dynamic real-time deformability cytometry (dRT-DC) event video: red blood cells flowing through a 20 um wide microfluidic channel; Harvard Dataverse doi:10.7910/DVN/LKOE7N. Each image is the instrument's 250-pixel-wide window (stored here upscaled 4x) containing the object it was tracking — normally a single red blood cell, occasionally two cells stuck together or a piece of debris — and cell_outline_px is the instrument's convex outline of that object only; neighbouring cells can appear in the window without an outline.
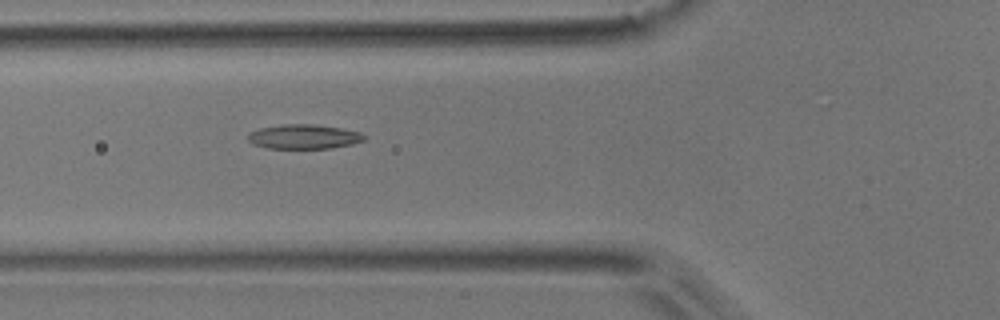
{"species": "common noctule bat (a hibernating species)", "species_latin": "Nyctalus noctula", "temperature_condition": "room temperature", "stored_images_in_passage": 4, "camera_frame_rate_fps": 3000, "um_per_image_px": 0.085, "animal": {"sex": "male", "body_mass_g": 17.9}, "frame": {"image": 1, "passage_image": 4, "time_ms": 1.0, "image_size_px": [1000, 320], "cell_outline_px": [[364, 140], [352, 144], [332, 148], [268, 148], [252, 144], [248, 140], [248, 132], [260, 128], [284, 124], [312, 124], [340, 128], [360, 132], [364, 136]], "centroid_in_image_um": [25.79, 11.61], "position_along_channel_um": 100.0, "area_um2": 16.47}}